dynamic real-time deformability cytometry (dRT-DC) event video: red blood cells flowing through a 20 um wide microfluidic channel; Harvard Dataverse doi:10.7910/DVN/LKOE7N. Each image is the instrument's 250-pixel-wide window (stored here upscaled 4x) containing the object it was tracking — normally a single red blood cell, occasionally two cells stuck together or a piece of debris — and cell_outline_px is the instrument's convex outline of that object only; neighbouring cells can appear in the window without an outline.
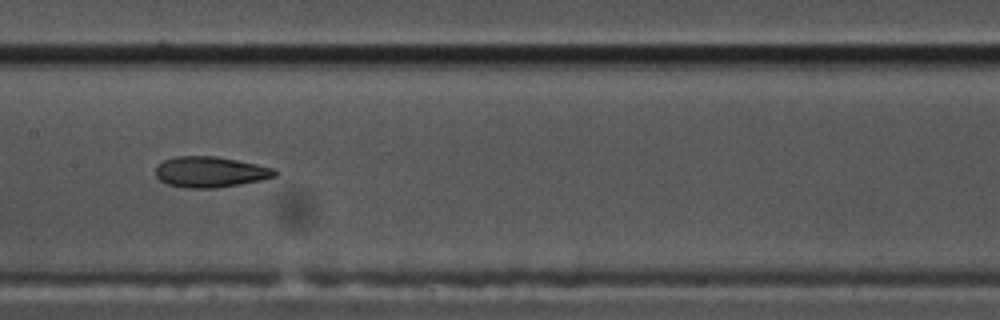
{"species": "common noctule bat (a hibernating species)", "species_latin": "Nyctalus noctula", "temperature_condition": "cold", "stored_images_in_passage": 42, "camera_frame_rate_fps": 3000, "um_per_image_px": 0.085, "animal": {"sex": "male", "body_mass_g": 17.5, "forearm_length_mm": 52.3}, "frame": {"image": 1, "passage_image": 13, "time_ms": 4.0, "image_size_px": [1000, 320], "cell_outline_px": [[276, 176], [260, 180], [240, 184], [216, 188], [184, 188], [168, 184], [160, 180], [156, 176], [156, 164], [164, 160], [176, 156], [216, 156], [276, 168]], "centroid_in_image_um": [17.85, 14.61], "position_along_channel_um": 189.5, "area_um2": 21.39}, "authors_computed_cell_mechanics": {"area_um2": 21.7617, "velocity_mm_per_s": 3.4954, "shape_relaxation_time_tau1_ms": 5.9983, "shape_relaxation_time_tau2_ms": 3.1434, "deformation_change_tau1": 0.1875, "deformation_change_tau2": 0.1156}}